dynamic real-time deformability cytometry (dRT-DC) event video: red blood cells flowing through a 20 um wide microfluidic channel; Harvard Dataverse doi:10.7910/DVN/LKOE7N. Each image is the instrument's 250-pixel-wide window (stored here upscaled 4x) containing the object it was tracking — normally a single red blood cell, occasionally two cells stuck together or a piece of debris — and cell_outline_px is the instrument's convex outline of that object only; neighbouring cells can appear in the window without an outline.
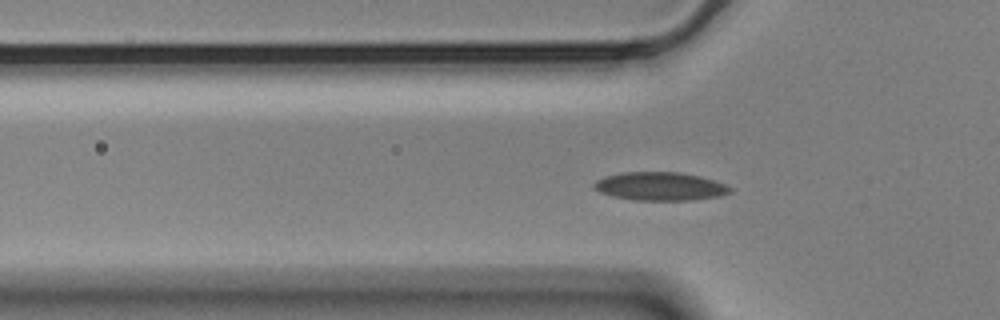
{"species": "Egyptian fruit bat (a non-hibernating species)", "species_latin": "Rousettus aegyptiacus", "temperature_condition": "cold", "stored_images_in_passage": 43, "camera_frame_rate_fps": 3000, "um_per_image_px": 0.085, "animal": {"sex": "male"}, "frame": {"image": 1, "passage_image": 3, "time_ms": 0.667, "image_size_px": [1000, 320], "cell_outline_px": [[732, 192], [720, 196], [692, 200], [636, 200], [612, 196], [600, 192], [592, 188], [592, 184], [596, 180], [604, 176], [620, 172], [680, 172], [700, 176], [724, 184], [732, 188]], "centroid_in_image_um": [56.07, 15.83], "position_along_channel_um": 69.7, "area_um2": 22.6}}
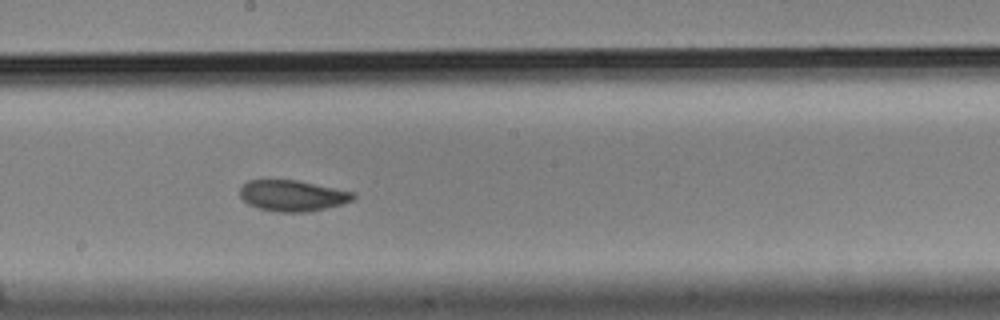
{"frame": {"image": 2, "passage_image": 16, "time_ms": 5.0, "image_size_px": [1000, 320], "cell_outline_px": [[356, 196], [352, 200], [344, 204], [328, 208], [308, 212], [276, 212], [260, 208], [248, 204], [240, 196], [240, 188], [248, 180], [296, 180], [356, 192]], "centroid_in_image_um": [24.9, 16.64], "position_along_channel_um": 223.3, "area_um2": 20.58}}
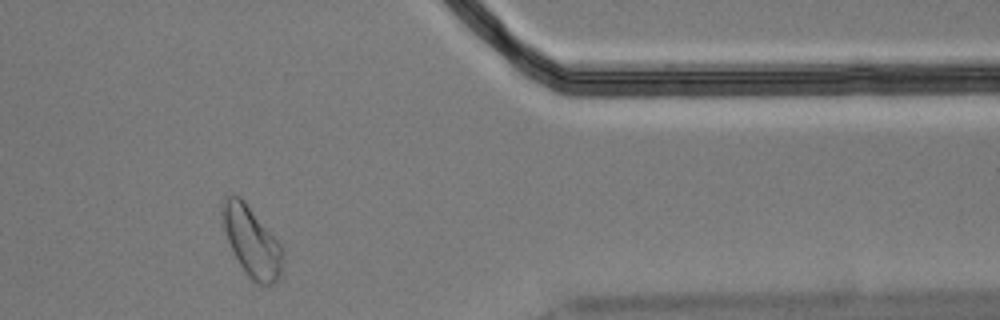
{"frame": {"image": 3, "passage_image": 32, "time_ms": 10.333, "image_size_px": [1000, 320], "cell_outline_px": [[280, 276], [272, 284], [260, 284], [252, 280], [240, 264], [232, 252], [224, 228], [224, 196], [232, 192], [240, 196], [244, 200], [280, 244]], "centroid_in_image_um": [21.35, 20.5], "position_along_channel_um": 390.0, "area_um2": 23.58}, "authors_computed_cell_mechanics": {"area_um2": 21.7328, "velocity_mm_per_s": 3.5278, "shape_relaxation_time_tau1_ms": 6.8367, "shape_relaxation_time_tau2_ms": 3.6401, "deformation_change_tau1": 0.1461, "deformation_change_tau2": 0.0654}}